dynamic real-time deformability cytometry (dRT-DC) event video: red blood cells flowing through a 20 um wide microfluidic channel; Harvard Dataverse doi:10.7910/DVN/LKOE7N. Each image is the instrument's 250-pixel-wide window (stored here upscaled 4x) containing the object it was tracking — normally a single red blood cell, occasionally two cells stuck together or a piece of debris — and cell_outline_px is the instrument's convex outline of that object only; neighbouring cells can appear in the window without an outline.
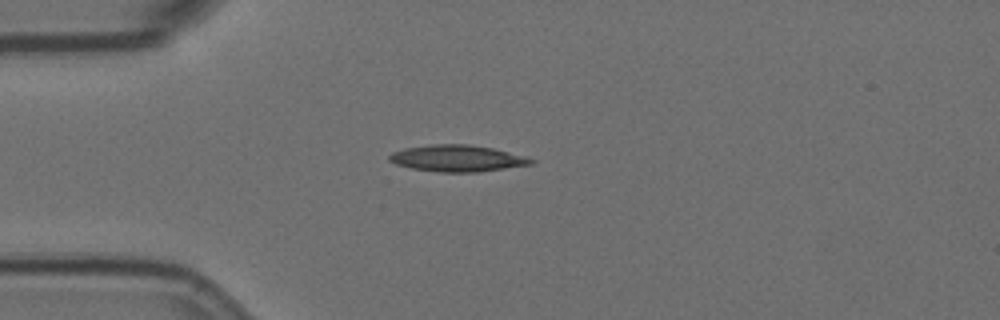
{"species": "Egyptian fruit bat (a non-hibernating species)", "species_latin": "Rousettus aegyptiacus", "temperature_condition": "room temperature", "stored_images_in_passage": 3, "camera_frame_rate_fps": 3000, "um_per_image_px": 0.085, "animal": {"sex": "female"}, "frame": {"image": 1, "passage_image": 3, "time_ms": 4.0, "image_size_px": [1000, 320], "cell_outline_px": [[536, 160], [532, 164], [480, 172], [440, 172], [412, 168], [396, 164], [388, 160], [388, 156], [392, 152], [404, 148], [432, 144], [468, 144], [492, 148], [528, 156]], "centroid_in_image_um": [38.89, 13.45], "position_along_channel_um": 46.1, "area_um2": 22.02}}